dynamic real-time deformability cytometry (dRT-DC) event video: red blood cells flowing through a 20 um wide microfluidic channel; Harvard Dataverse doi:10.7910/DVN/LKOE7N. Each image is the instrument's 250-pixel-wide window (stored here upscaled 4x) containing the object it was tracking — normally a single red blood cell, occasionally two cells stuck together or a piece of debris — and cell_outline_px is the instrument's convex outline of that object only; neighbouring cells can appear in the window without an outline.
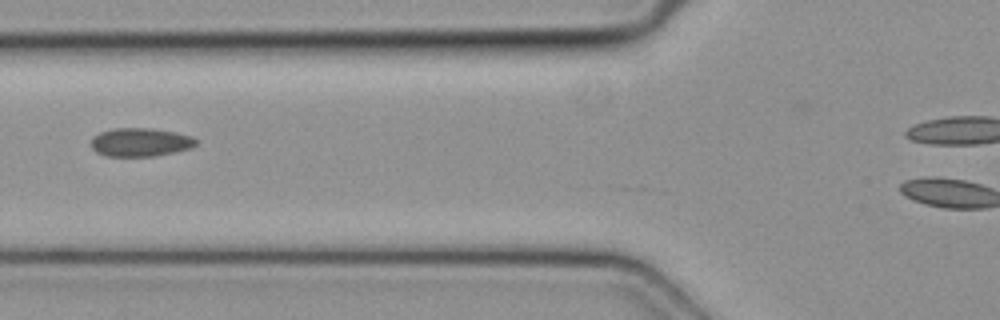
{"species": "common noctule bat (a hibernating species)", "species_latin": "Nyctalus noctula", "temperature_condition": "cold", "stored_images_in_passage": 27, "camera_frame_rate_fps": 3000, "um_per_image_px": 0.085, "animal": {"sex": "female", "body_mass_g": 19.3, "forearm_length_mm": 54.1}, "frame": {"image": 1, "passage_image": 3, "time_ms": 0.667, "image_size_px": [1000, 320], "cell_outline_px": [[196, 144], [192, 148], [156, 156], [104, 156], [96, 152], [92, 148], [92, 136], [100, 132], [112, 128], [152, 128], [176, 132], [192, 136], [196, 140]], "centroid_in_image_um": [11.92, 12.08], "position_along_channel_um": 113.9, "area_um2": 17.57}}